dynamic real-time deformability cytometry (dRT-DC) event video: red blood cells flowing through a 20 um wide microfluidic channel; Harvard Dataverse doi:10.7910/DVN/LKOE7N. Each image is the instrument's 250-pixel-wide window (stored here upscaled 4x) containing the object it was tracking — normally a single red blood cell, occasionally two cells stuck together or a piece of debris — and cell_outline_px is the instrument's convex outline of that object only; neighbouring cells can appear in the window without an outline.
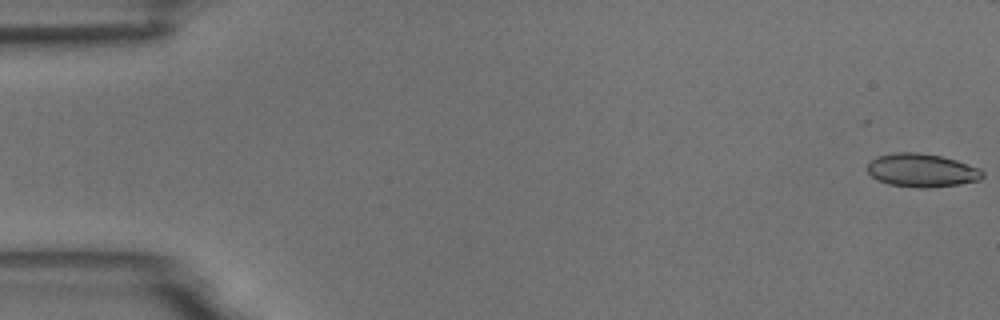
{"species": "common noctule bat (a hibernating species)", "species_latin": "Nyctalus noctula", "temperature_condition": "room temperature", "stored_images_in_passage": 20, "camera_frame_rate_fps": 3000, "um_per_image_px": 0.085, "animal": {"sex": "male", "body_mass_g": 18.8}, "frame": {"image": 1, "passage_image": 1, "time_ms": 0.0, "image_size_px": [1000, 320], "cell_outline_px": [[984, 176], [980, 180], [960, 184], [932, 188], [916, 188], [888, 184], [876, 180], [868, 172], [868, 164], [876, 156], [896, 152], [920, 152], [940, 156], [956, 160], [980, 168], [984, 172]], "centroid_in_image_um": [78.36, 14.49], "position_along_channel_um": 6.6, "area_um2": 22.66}}
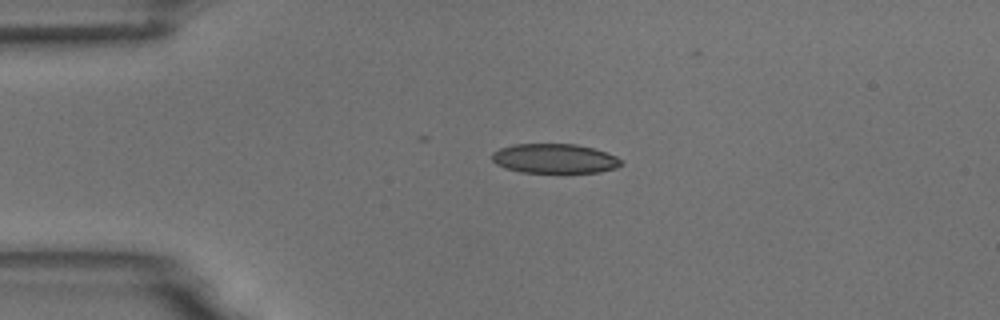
{"frame": {"image": 2, "passage_image": 13, "time_ms": 4.0, "image_size_px": [1000, 320], "cell_outline_px": [[624, 164], [616, 168], [600, 172], [564, 176], [520, 172], [504, 168], [496, 164], [492, 160], [492, 152], [500, 148], [512, 144], [576, 144], [592, 148], [616, 156]], "centroid_in_image_um": [47.14, 13.54], "position_along_channel_um": 37.9, "area_um2": 23.35}}